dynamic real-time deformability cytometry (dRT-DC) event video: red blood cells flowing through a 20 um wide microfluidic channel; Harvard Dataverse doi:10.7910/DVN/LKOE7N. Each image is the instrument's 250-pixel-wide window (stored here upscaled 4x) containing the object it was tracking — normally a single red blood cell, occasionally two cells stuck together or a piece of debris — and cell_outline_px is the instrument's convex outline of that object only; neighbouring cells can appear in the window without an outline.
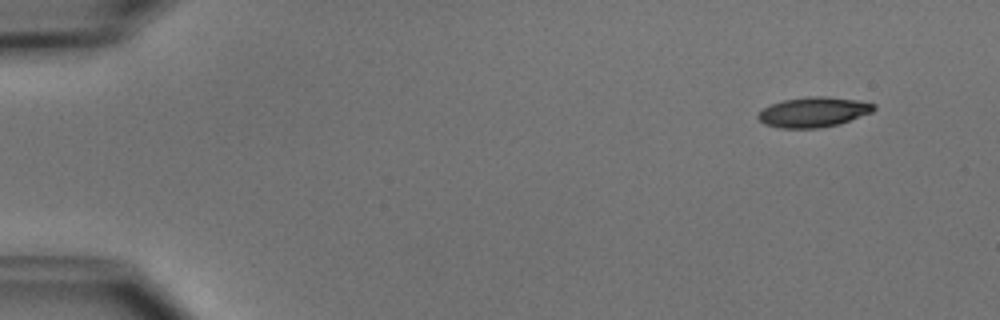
{"species": "common noctule bat (a hibernating species)", "species_latin": "Nyctalus noctula", "temperature_condition": "cold", "stored_images_in_passage": 5, "camera_frame_rate_fps": 3000, "um_per_image_px": 0.085, "animal": {"sex": "male", "body_mass_g": 15.6}, "frame": {"image": 1, "passage_image": 2, "time_ms": 1.333, "image_size_px": [1000, 320], "cell_outline_px": [[876, 108], [872, 112], [840, 124], [820, 128], [780, 128], [764, 124], [756, 116], [764, 108], [772, 104], [784, 100], [808, 96], [824, 96], [856, 100], [876, 104]], "centroid_in_image_um": [69.16, 9.53], "position_along_channel_um": 15.8, "area_um2": 20.23}}
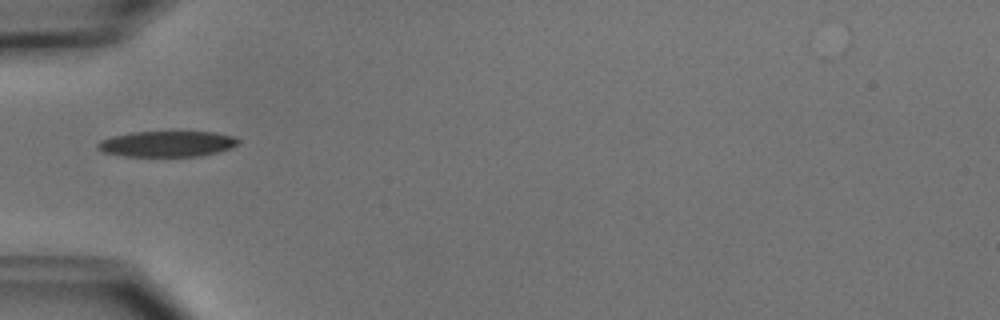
{"frame": {"image": 2, "passage_image": 5, "time_ms": 5.667, "image_size_px": [1000, 320], "cell_outline_px": [[240, 140], [232, 148], [200, 156], [124, 156], [104, 152], [96, 148], [96, 144], [100, 140], [112, 136], [132, 132], [212, 132], [232, 136]], "centroid_in_image_um": [14.16, 12.23], "position_along_channel_um": 70.8, "area_um2": 20.98}}